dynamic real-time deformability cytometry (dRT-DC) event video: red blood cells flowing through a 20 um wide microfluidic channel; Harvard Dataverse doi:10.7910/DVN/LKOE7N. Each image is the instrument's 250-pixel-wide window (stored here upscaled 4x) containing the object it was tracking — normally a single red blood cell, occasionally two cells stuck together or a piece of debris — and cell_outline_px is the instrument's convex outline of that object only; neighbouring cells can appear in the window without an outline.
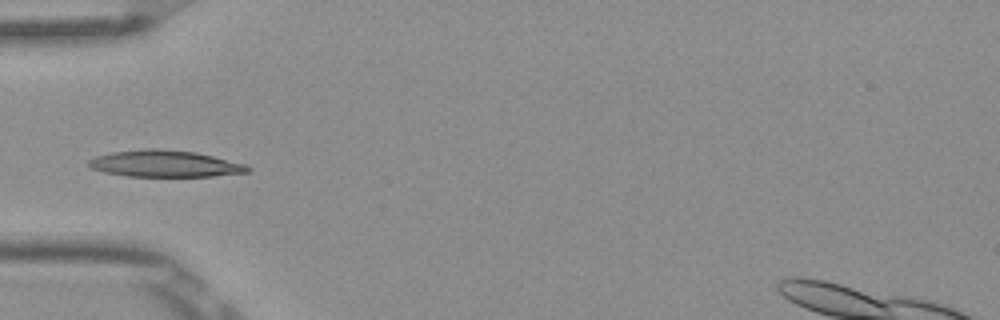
{"species": "Egyptian fruit bat (a non-hibernating species)", "species_latin": "Rousettus aegyptiacus", "temperature_condition": "room temperature", "stored_images_in_passage": 7, "camera_frame_rate_fps": 3000, "um_per_image_px": 0.085, "frame": {"image": 1, "passage_image": 6, "time_ms": 1.667, "image_size_px": [1000, 320], "cell_outline_px": [[252, 168], [248, 172], [212, 176], [128, 176], [104, 172], [88, 168], [88, 160], [96, 156], [112, 152], [144, 148], [160, 148], [196, 152], [244, 164]], "centroid_in_image_um": [13.96, 13.9], "position_along_channel_um": 71.0, "area_um2": 24.68}}
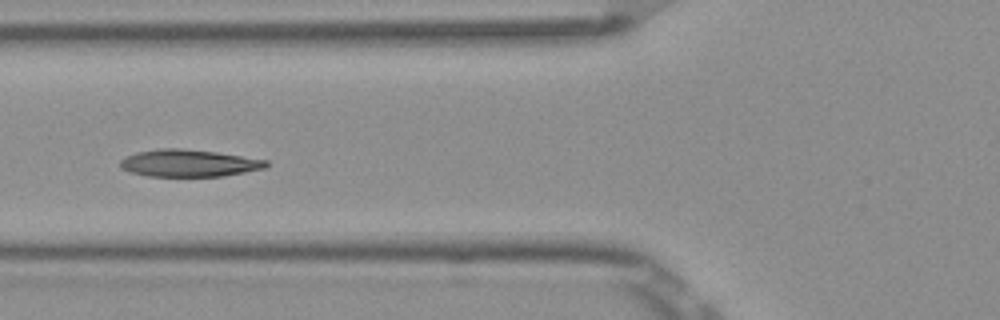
{"frame": {"image": 2, "passage_image": 7, "time_ms": 2.0, "image_size_px": [1000, 320], "cell_outline_px": [[268, 164], [264, 168], [224, 176], [148, 176], [132, 172], [120, 168], [120, 160], [124, 156], [136, 152], [160, 148], [180, 148], [216, 152], [268, 160]], "centroid_in_image_um": [16.02, 13.86], "position_along_channel_um": 109.8, "area_um2": 23.06}}